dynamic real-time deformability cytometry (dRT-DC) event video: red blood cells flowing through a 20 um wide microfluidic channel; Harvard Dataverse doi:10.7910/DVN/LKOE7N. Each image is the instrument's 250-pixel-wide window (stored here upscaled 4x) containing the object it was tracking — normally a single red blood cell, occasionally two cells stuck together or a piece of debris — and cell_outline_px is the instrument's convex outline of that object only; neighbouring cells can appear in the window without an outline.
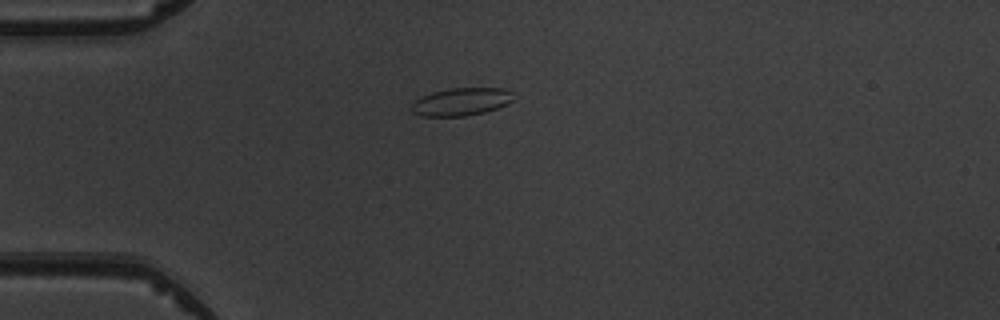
{"species": "common noctule bat (a hibernating species)", "species_latin": "Nyctalus noctula", "temperature_condition": "warm", "stored_images_in_passage": 2, "camera_frame_rate_fps": 3000, "um_per_image_px": 0.085, "animal": {"sex": "male", "body_mass_g": 19.5, "forearm_length_mm": 54.6}, "frame": {"image": 1, "passage_image": 1, "time_ms": 0.0, "image_size_px": [1000, 320], "cell_outline_px": [[512, 100], [508, 104], [484, 112], [464, 116], [420, 116], [412, 112], [408, 108], [412, 100], [432, 92], [448, 88], [504, 88], [512, 92]], "centroid_in_image_um": [39.12, 8.64], "position_along_channel_um": 45.9, "area_um2": 16.7}}
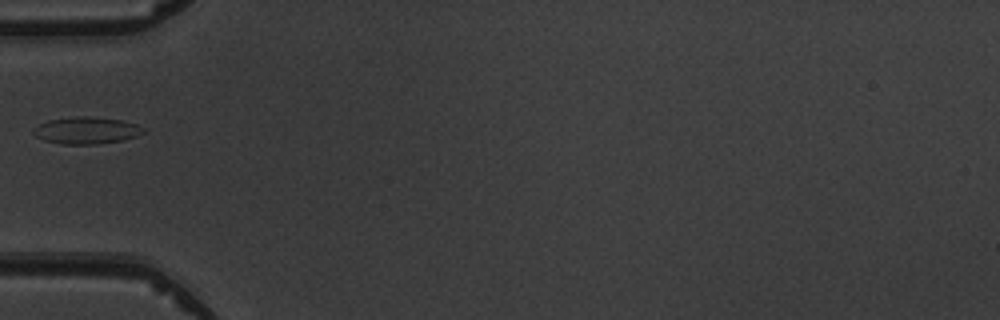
{"frame": {"image": 2, "passage_image": 2, "time_ms": 1.333, "image_size_px": [1000, 320], "cell_outline_px": [[144, 132], [136, 136], [120, 140], [96, 144], [64, 144], [44, 140], [36, 136], [32, 132], [40, 124], [48, 120], [76, 116], [88, 116], [124, 120], [136, 124], [144, 128]], "centroid_in_image_um": [7.36, 11.07], "position_along_channel_um": 77.6, "area_um2": 17.05}}